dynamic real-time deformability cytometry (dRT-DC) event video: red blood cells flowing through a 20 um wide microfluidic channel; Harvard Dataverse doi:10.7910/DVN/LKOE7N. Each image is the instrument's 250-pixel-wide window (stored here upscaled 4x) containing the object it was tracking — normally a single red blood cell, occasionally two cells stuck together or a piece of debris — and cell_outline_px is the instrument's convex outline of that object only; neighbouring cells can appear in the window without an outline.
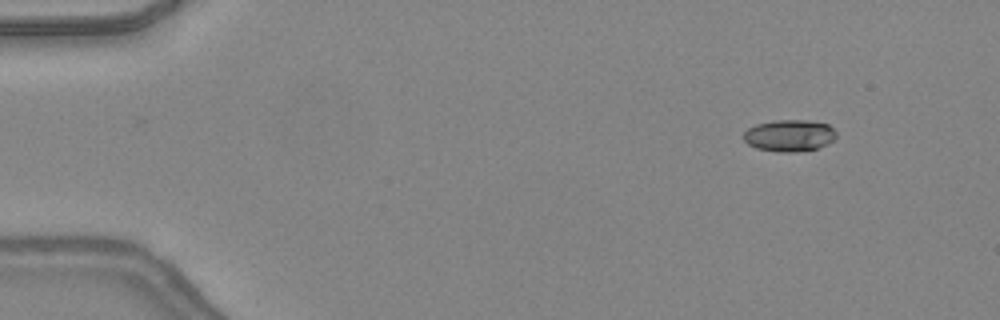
{"species": "common noctule bat (a hibernating species)", "species_latin": "Nyctalus noctula", "temperature_condition": "warm", "stored_images_in_passage": 47, "camera_frame_rate_fps": 3000, "um_per_image_px": 0.085, "animal": {"sex": "female", "body_mass_g": 24.6, "forearm_length_mm": 56.2}, "frame": {"image": 1, "passage_image": 5, "time_ms": 1.333, "image_size_px": [1000, 320], "cell_outline_px": [[836, 136], [828, 144], [816, 148], [796, 152], [776, 152], [756, 148], [748, 144], [744, 140], [744, 132], [748, 128], [756, 124], [772, 120], [808, 120], [828, 124], [836, 132]], "centroid_in_image_um": [67.08, 11.52], "position_along_channel_um": 17.9, "area_um2": 17.22}}
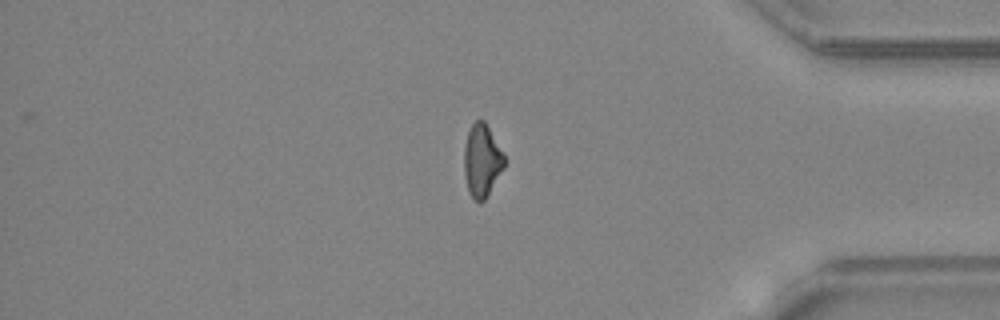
{"frame": {"image": 2, "passage_image": 40, "time_ms": 13.0, "image_size_px": [1000, 320], "cell_outline_px": [[508, 160], [504, 168], [484, 200], [480, 204], [468, 192], [464, 176], [464, 148], [468, 132], [472, 124], [476, 120], [484, 120], [504, 152]], "centroid_in_image_um": [40.99, 13.65], "position_along_channel_um": 394.2, "area_um2": 17.28}}
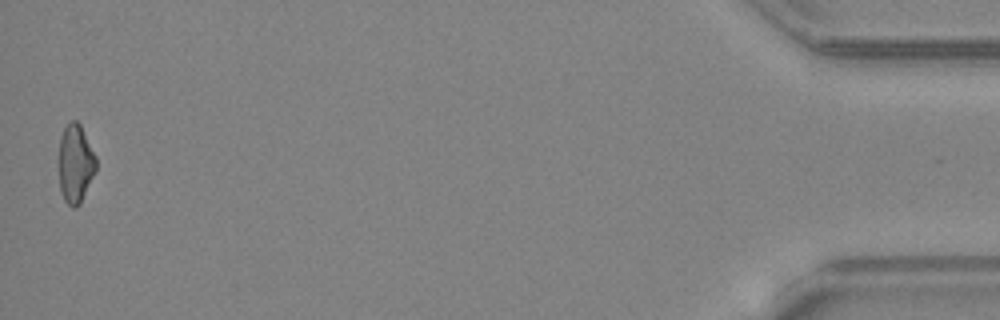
{"frame": {"image": 3, "passage_image": 47, "time_ms": 15.333, "image_size_px": [1000, 320], "cell_outline_px": [[96, 172], [80, 204], [76, 208], [72, 208], [64, 200], [60, 192], [60, 136], [64, 128], [72, 120], [76, 120], [80, 124], [96, 156]], "centroid_in_image_um": [6.43, 13.94], "position_along_channel_um": 428.8, "area_um2": 16.99}, "authors_computed_cell_mechanics": {"area_um2": 17.5134, "velocity_mm_per_s": 4.3882, "shape_relaxation_time_tau1_ms": 7.858, "shape_relaxation_time_tau2_ms": 3.3278, "deformation_change_tau1": 0.2186, "deformation_change_tau2": 0.1025}}